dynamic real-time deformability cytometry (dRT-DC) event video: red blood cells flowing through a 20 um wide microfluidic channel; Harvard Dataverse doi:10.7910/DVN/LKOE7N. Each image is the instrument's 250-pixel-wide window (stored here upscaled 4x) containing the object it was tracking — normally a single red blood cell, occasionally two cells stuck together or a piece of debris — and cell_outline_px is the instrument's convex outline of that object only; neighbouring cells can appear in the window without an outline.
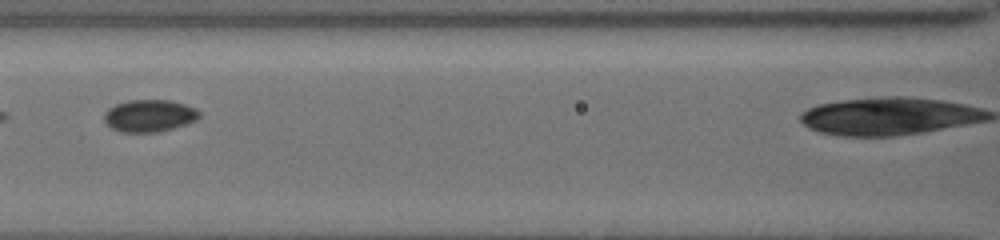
{"species": "common noctule bat (a hibernating species)", "species_latin": "Nyctalus noctula", "temperature_condition": "cold", "stored_images_in_passage": 19, "camera_frame_rate_fps": 3000, "um_per_image_px": 0.085, "animal": {"sex": "female", "body_mass_g": 19.5, "forearm_length_mm": 54.1}, "frame": {"image": 1, "passage_image": 6, "time_ms": 4.667, "image_size_px": [1000, 240], "cell_outline_px": [[200, 116], [196, 120], [172, 128], [156, 132], [120, 132], [112, 128], [104, 120], [104, 112], [108, 108], [116, 104], [128, 100], [172, 100], [196, 108], [200, 112]], "centroid_in_image_um": [12.68, 9.82], "position_along_channel_um": 153.9, "area_um2": 17.8}}